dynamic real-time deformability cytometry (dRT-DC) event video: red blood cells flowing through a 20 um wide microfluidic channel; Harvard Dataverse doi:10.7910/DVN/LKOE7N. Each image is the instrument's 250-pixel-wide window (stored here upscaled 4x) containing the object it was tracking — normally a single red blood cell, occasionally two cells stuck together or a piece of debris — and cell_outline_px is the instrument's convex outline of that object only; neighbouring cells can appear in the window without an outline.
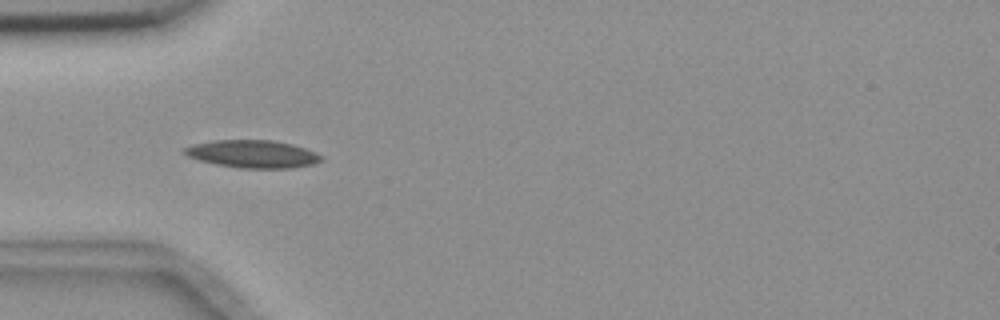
{"species": "common noctule bat (a hibernating species)", "species_latin": "Nyctalus noctula", "temperature_condition": "room temperature", "stored_images_in_passage": 7, "camera_frame_rate_fps": 3000, "um_per_image_px": 0.085, "animal": {"sex": "female", "body_mass_g": 18.4}, "frame": {"image": 1, "passage_image": 4, "time_ms": 3.333, "image_size_px": [1000, 320], "cell_outline_px": [[324, 160], [312, 164], [292, 168], [240, 168], [216, 164], [200, 160], [188, 156], [180, 152], [180, 148], [192, 144], [212, 140], [272, 140], [292, 144], [316, 152], [324, 156]], "centroid_in_image_um": [21.45, 13.08], "position_along_channel_um": 63.6, "area_um2": 22.31}}
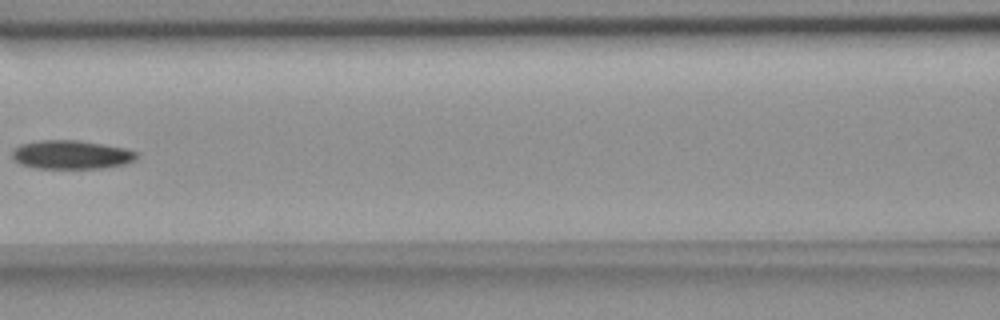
{"frame": {"image": 2, "passage_image": 6, "time_ms": 6.0, "image_size_px": [1000, 320], "cell_outline_px": [[140, 152], [136, 160], [128, 164], [104, 168], [36, 168], [20, 164], [12, 156], [12, 152], [20, 144], [40, 140], [80, 140], [104, 144], [124, 148]], "centroid_in_image_um": [6.13, 13.15], "position_along_channel_um": 160.5, "area_um2": 21.04}}
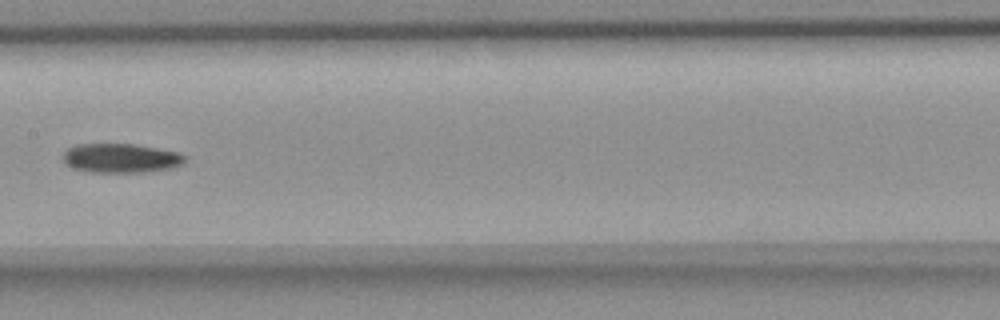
{"frame": {"image": 3, "passage_image": 7, "time_ms": 7.0, "image_size_px": [1000, 320], "cell_outline_px": [[188, 156], [180, 164], [172, 168], [140, 172], [92, 172], [72, 168], [64, 160], [64, 152], [68, 148], [76, 144], [136, 144], [180, 152]], "centroid_in_image_um": [10.3, 13.43], "position_along_channel_um": 197.1, "area_um2": 20.69}}